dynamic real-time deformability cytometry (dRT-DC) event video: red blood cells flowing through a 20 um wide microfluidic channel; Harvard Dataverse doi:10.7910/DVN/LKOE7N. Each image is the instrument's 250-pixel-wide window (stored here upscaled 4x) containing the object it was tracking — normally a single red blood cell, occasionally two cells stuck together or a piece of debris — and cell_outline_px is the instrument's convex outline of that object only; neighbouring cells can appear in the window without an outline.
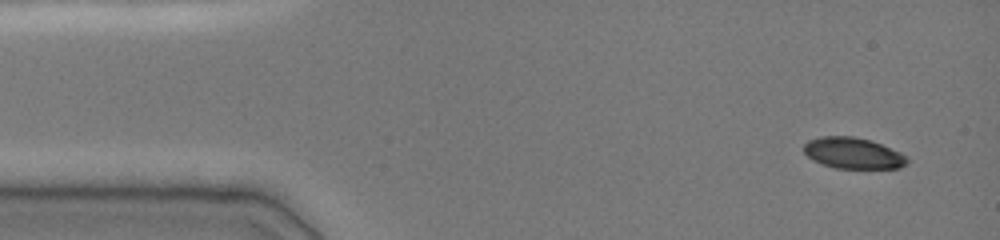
{"species": "common noctule bat (a hibernating species)", "species_latin": "Nyctalus noctula", "temperature_condition": "cold", "stored_images_in_passage": 9, "camera_frame_rate_fps": 3000, "um_per_image_px": 0.085, "animal": {"sex": "female", "body_mass_g": 19.0, "forearm_length_mm": 51.5}, "frame": {"image": 1, "passage_image": 1, "time_ms": 0.0, "image_size_px": [1000, 240], "cell_outline_px": [[908, 164], [900, 168], [836, 168], [812, 160], [804, 152], [804, 144], [808, 140], [820, 136], [852, 136], [872, 140], [900, 152], [908, 156]], "centroid_in_image_um": [72.53, 13.01], "position_along_channel_um": 12.5, "area_um2": 18.84}}
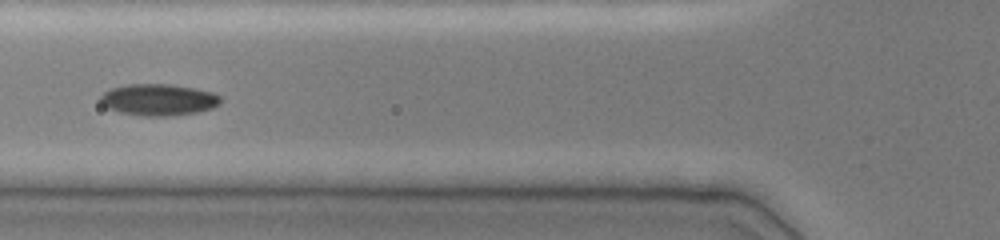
{"frame": {"image": 2, "passage_image": 8, "time_ms": 5.0, "image_size_px": [1000, 240], "cell_outline_px": [[220, 104], [212, 108], [196, 112], [164, 116], [144, 116], [120, 112], [108, 108], [100, 104], [100, 96], [104, 92], [112, 88], [128, 84], [172, 84], [196, 88], [212, 92], [220, 96]], "centroid_in_image_um": [13.46, 8.47], "position_along_channel_um": 112.3, "area_um2": 22.08}}